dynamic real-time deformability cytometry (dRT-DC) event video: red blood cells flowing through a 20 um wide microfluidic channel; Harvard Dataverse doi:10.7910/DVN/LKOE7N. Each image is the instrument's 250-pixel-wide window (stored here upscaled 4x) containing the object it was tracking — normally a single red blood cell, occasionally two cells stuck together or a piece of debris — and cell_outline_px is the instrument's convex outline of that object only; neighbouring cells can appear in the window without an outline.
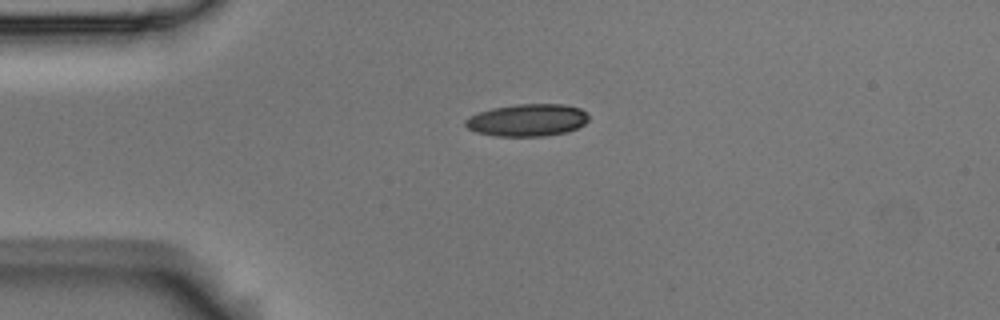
{"species": "Egyptian fruit bat (a non-hibernating species)", "species_latin": "Rousettus aegyptiacus", "temperature_condition": "room temperature", "stored_images_in_passage": 5, "camera_frame_rate_fps": 3000, "um_per_image_px": 0.085, "animal": {"sex": "male"}, "frame": {"image": 1, "passage_image": 1, "time_ms": 0.0, "image_size_px": [1000, 320], "cell_outline_px": [[588, 120], [584, 124], [576, 128], [564, 132], [544, 136], [496, 136], [476, 132], [468, 128], [464, 124], [464, 120], [468, 116], [492, 108], [516, 104], [564, 104], [580, 108], [588, 112]], "centroid_in_image_um": [44.82, 10.2], "position_along_channel_um": 40.2, "area_um2": 23.24}}
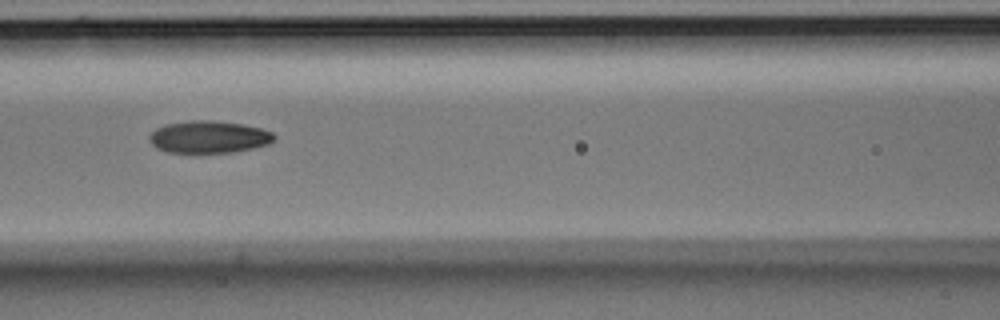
{"frame": {"image": 2, "passage_image": 4, "time_ms": 1.0, "image_size_px": [1000, 320], "cell_outline_px": [[276, 136], [268, 144], [252, 148], [232, 152], [168, 152], [156, 148], [148, 140], [148, 136], [156, 128], [164, 124], [192, 120], [212, 120], [244, 124], [260, 128], [272, 132]], "centroid_in_image_um": [17.72, 11.63], "position_along_channel_um": 148.9, "area_um2": 23.41}}
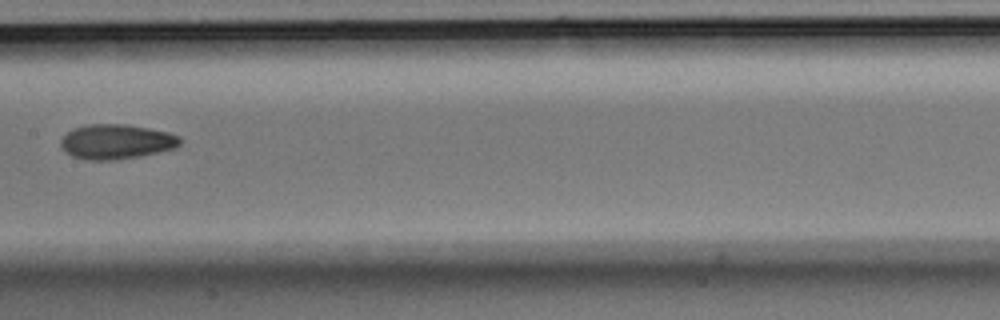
{"frame": {"image": 3, "passage_image": 5, "time_ms": 1.333, "image_size_px": [1000, 320], "cell_outline_px": [[180, 144], [176, 148], [140, 156], [116, 160], [88, 160], [72, 156], [64, 152], [60, 148], [60, 140], [68, 132], [76, 128], [88, 124], [124, 124], [148, 128], [168, 132], [180, 136]], "centroid_in_image_um": [9.87, 12.05], "position_along_channel_um": 197.5, "area_um2": 24.22}}